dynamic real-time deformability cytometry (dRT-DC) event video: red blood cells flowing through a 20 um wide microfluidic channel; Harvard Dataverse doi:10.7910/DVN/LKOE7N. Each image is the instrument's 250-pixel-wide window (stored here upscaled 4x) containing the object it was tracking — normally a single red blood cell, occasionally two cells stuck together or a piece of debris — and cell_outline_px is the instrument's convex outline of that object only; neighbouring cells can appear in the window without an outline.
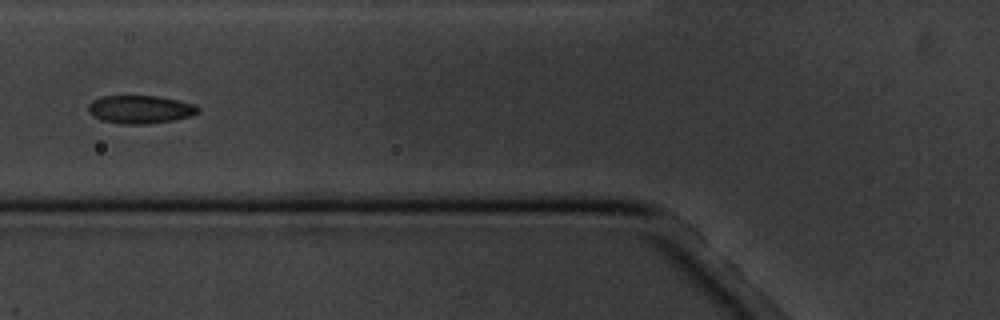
{"species": "common noctule bat (a hibernating species)", "species_latin": "Nyctalus noctula", "temperature_condition": "cold", "stored_images_in_passage": 11, "camera_frame_rate_fps": 3000, "um_per_image_px": 0.085, "animal": {"sex": "male", "body_mass_g": 20.1, "forearm_length_mm": 53.5}, "frame": {"image": 1, "passage_image": 7, "time_ms": 7.0, "image_size_px": [1000, 320], "cell_outline_px": [[200, 112], [188, 116], [172, 120], [144, 124], [120, 124], [104, 120], [92, 116], [88, 112], [88, 104], [92, 100], [100, 96], [160, 96], [196, 104], [200, 108]], "centroid_in_image_um": [11.91, 9.28], "position_along_channel_um": 113.9, "area_um2": 18.03}}
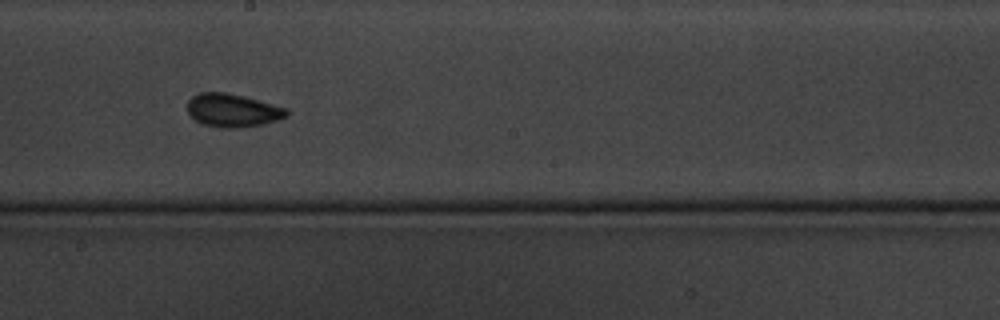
{"frame": {"image": 2, "passage_image": 10, "time_ms": 10.333, "image_size_px": [1000, 320], "cell_outline_px": [[288, 116], [276, 120], [260, 124], [240, 128], [220, 128], [204, 124], [196, 120], [188, 112], [188, 100], [192, 96], [200, 92], [224, 92], [244, 96], [288, 108]], "centroid_in_image_um": [19.78, 9.37], "position_along_channel_um": 228.4, "area_um2": 19.13}}
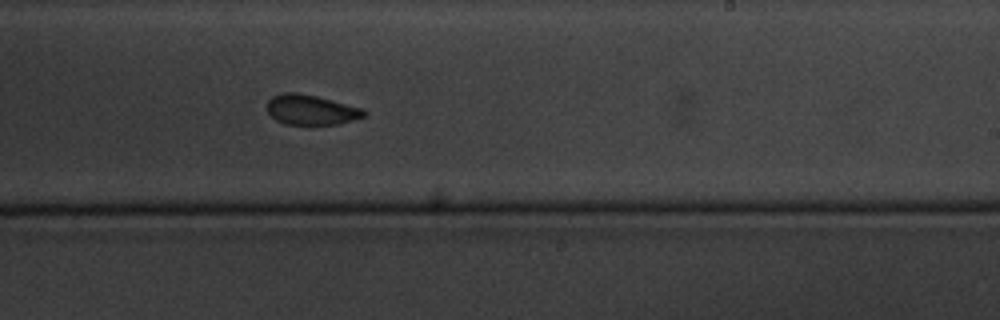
{"frame": {"image": 3, "passage_image": 11, "time_ms": 11.333, "image_size_px": [1000, 320], "cell_outline_px": [[368, 112], [364, 116], [340, 124], [284, 124], [276, 120], [268, 112], [268, 100], [272, 96], [284, 92], [296, 92], [316, 96], [364, 108]], "centroid_in_image_um": [26.46, 9.33], "position_along_channel_um": 262.5, "area_um2": 16.94}}